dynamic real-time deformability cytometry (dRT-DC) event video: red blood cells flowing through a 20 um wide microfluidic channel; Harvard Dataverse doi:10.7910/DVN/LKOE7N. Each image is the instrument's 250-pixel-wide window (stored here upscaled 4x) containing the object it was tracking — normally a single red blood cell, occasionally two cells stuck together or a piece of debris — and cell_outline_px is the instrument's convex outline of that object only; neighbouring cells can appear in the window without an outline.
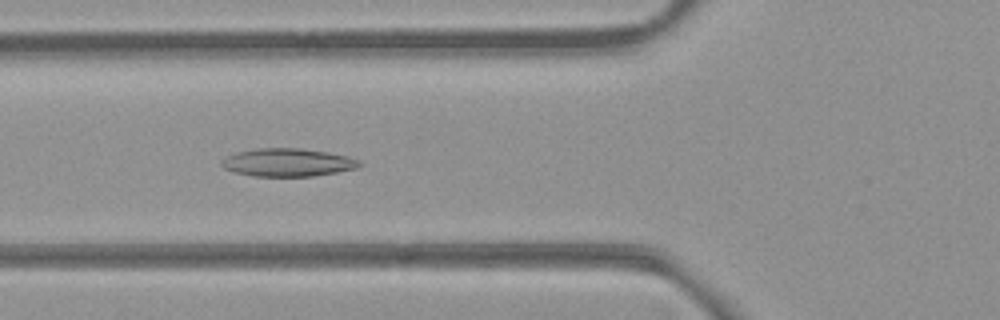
{"species": "common noctule bat (a hibernating species)", "species_latin": "Nyctalus noctula", "temperature_condition": "room temperature", "stored_images_in_passage": 44, "camera_frame_rate_fps": 3000, "um_per_image_px": 0.085, "animal": {"sex": "female", "body_mass_g": 21.9}, "frame": {"image": 1, "passage_image": 11, "time_ms": 3.333, "image_size_px": [1000, 320], "cell_outline_px": [[364, 164], [356, 168], [336, 172], [312, 176], [252, 176], [232, 172], [224, 168], [220, 164], [220, 160], [236, 152], [256, 148], [300, 148], [328, 152], [348, 156], [360, 160]], "centroid_in_image_um": [24.44, 13.8], "position_along_channel_um": 101.4, "area_um2": 22.66}}
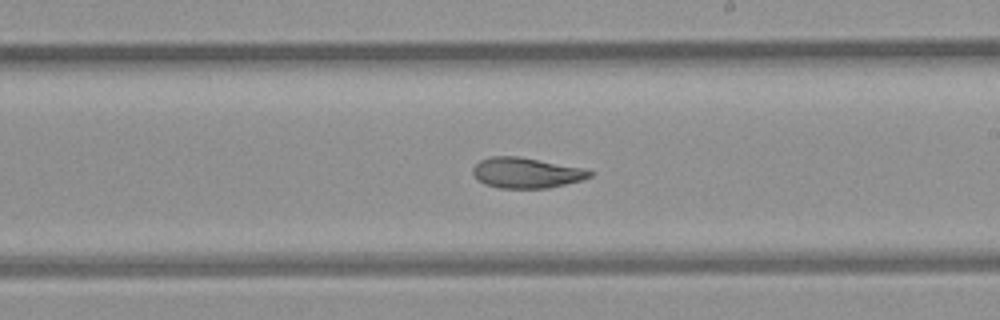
{"frame": {"image": 2, "passage_image": 22, "time_ms": 7.0, "image_size_px": [1000, 320], "cell_outline_px": [[596, 172], [592, 176], [580, 180], [548, 188], [496, 188], [484, 184], [476, 180], [472, 172], [472, 168], [480, 160], [492, 156], [516, 156], [584, 168]], "centroid_in_image_um": [44.7, 14.69], "position_along_channel_um": 244.3, "area_um2": 20.81}}
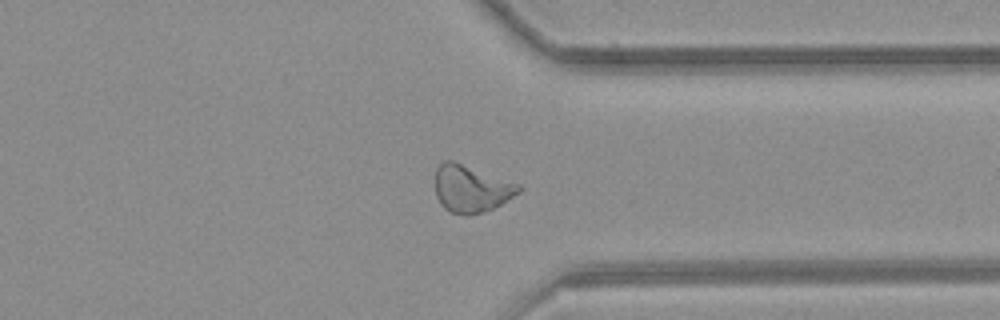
{"frame": {"image": 3, "passage_image": 32, "time_ms": 10.333, "image_size_px": [1000, 320], "cell_outline_px": [[524, 188], [520, 192], [500, 204], [484, 212], [468, 216], [464, 216], [452, 212], [444, 208], [440, 204], [436, 196], [436, 168], [444, 160], [452, 160], [520, 184]], "centroid_in_image_um": [40.05, 16.05], "position_along_channel_um": 371.4, "area_um2": 22.95}, "authors_computed_cell_mechanics": {"area_um2": 22.542, "velocity_mm_per_s": 3.8858, "shape_relaxation_time_tau1_ms": null, "shape_relaxation_time_tau2_ms": 3.7849, "deformation_change_tau1": null, "deformation_change_tau2": 0.1026}}